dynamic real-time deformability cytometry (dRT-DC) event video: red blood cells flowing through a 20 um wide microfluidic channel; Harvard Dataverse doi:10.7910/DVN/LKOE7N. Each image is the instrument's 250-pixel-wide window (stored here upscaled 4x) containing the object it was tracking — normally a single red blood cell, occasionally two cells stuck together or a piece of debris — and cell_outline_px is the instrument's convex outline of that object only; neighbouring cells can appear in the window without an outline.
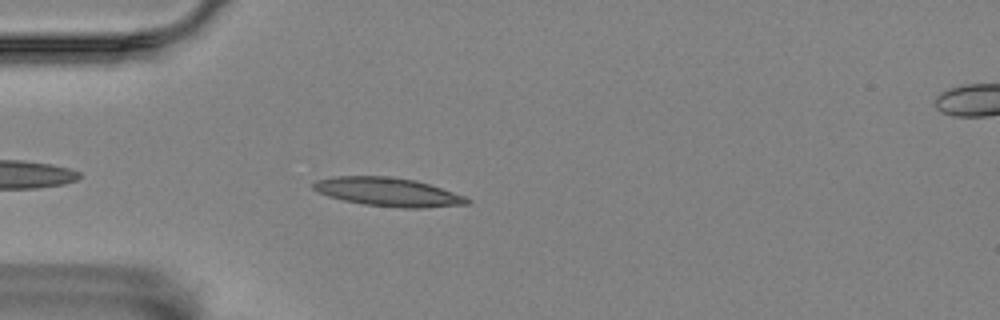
{"species": "Egyptian fruit bat (a non-hibernating species)", "species_latin": "Rousettus aegyptiacus", "temperature_condition": "room temperature", "stored_images_in_passage": 42, "camera_frame_rate_fps": 3000, "um_per_image_px": 0.085, "animal": {"sex": "female"}, "frame": {"image": 1, "passage_image": 4, "time_ms": 1.0, "image_size_px": [1000, 320], "cell_outline_px": [[472, 200], [468, 204], [424, 208], [400, 208], [364, 204], [344, 200], [328, 196], [312, 188], [312, 184], [316, 180], [336, 176], [392, 176], [416, 180], [464, 196]], "centroid_in_image_um": [32.98, 16.31], "position_along_channel_um": 52.0, "area_um2": 25.55}}
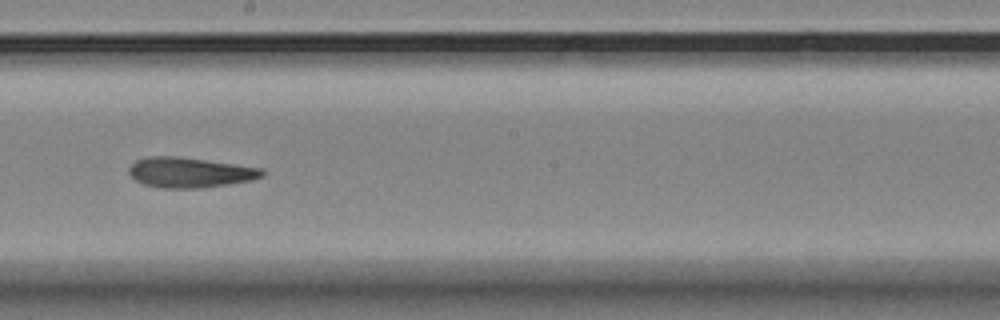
{"frame": {"image": 2, "passage_image": 20, "time_ms": 6.333, "image_size_px": [1000, 320], "cell_outline_px": [[264, 176], [252, 180], [232, 184], [204, 188], [160, 188], [144, 184], [136, 180], [128, 172], [128, 168], [136, 160], [148, 156], [176, 156], [264, 168]], "centroid_in_image_um": [16.16, 14.66], "position_along_channel_um": 232.0, "area_um2": 23.58}}
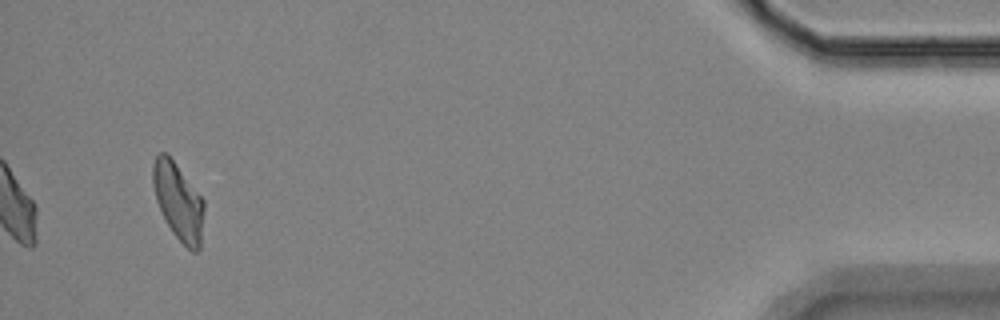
{"frame": {"image": 3, "passage_image": 42, "time_ms": 13.667, "image_size_px": [1000, 320], "cell_outline_px": [[204, 208], [200, 248], [196, 252], [192, 252], [172, 232], [156, 200], [152, 184], [152, 164], [156, 156], [160, 152], [168, 152], [204, 200]], "centroid_in_image_um": [15.15, 17.07], "position_along_channel_um": 420.1, "area_um2": 22.95}, "authors_computed_cell_mechanics": {"area_um2": 23.2934, "velocity_mm_per_s": 3.5357, "shape_relaxation_time_tau1_ms": 10.0483, "shape_relaxation_time_tau2_ms": 7.1973, "deformation_change_tau1": 0.2587, "deformation_change_tau2": 0.1887}}